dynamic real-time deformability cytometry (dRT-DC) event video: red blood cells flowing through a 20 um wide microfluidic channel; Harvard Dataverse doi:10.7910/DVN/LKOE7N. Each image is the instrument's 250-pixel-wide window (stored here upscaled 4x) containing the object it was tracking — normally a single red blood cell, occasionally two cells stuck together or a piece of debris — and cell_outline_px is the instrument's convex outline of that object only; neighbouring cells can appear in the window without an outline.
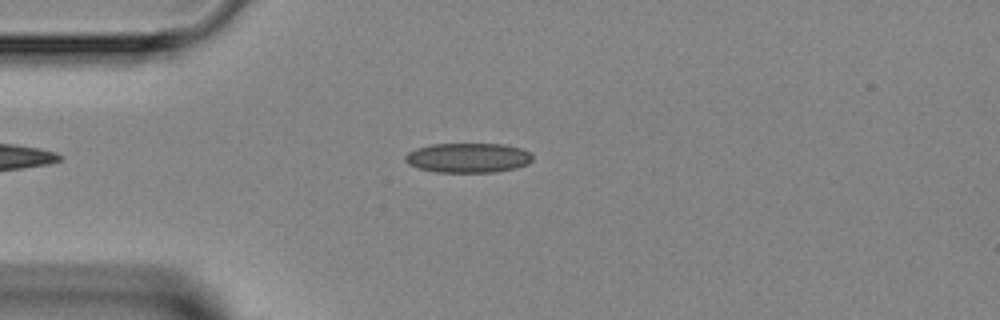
{"species": "Egyptian fruit bat (a non-hibernating species)", "species_latin": "Rousettus aegyptiacus", "temperature_condition": "room temperature", "stored_images_in_passage": 4, "camera_frame_rate_fps": 3000, "um_per_image_px": 0.085, "animal": {"sex": "female"}, "frame": {"image": 1, "passage_image": 4, "time_ms": 3.333, "image_size_px": [1000, 320], "cell_outline_px": [[532, 160], [528, 164], [516, 168], [496, 172], [436, 172], [416, 168], [408, 164], [404, 160], [404, 156], [408, 152], [416, 148], [432, 144], [504, 144], [520, 148], [532, 152]], "centroid_in_image_um": [39.78, 13.41], "position_along_channel_um": 45.2, "area_um2": 22.25}}